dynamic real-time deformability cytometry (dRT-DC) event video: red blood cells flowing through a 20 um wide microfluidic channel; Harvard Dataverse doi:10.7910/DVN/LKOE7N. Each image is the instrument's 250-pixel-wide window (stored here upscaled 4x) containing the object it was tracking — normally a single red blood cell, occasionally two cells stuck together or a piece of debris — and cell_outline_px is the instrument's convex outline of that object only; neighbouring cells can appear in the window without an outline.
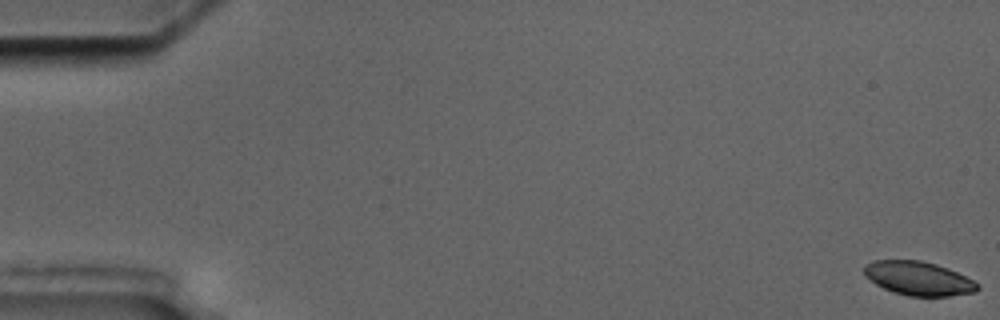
{"species": "common noctule bat (a hibernating species)", "species_latin": "Nyctalus noctula", "temperature_condition": "cold", "stored_images_in_passage": 5, "camera_frame_rate_fps": 3000, "um_per_image_px": 0.085, "animal": {"sex": "male", "body_mass_g": 17.5, "forearm_length_mm": 52.3}, "frame": {"image": 1, "passage_image": 1, "time_ms": 0.0, "image_size_px": [1000, 320], "cell_outline_px": [[980, 288], [976, 292], [948, 296], [908, 296], [884, 288], [876, 284], [864, 276], [864, 264], [872, 260], [920, 260], [936, 264], [948, 268], [980, 284]], "centroid_in_image_um": [78.06, 23.66], "position_along_channel_um": 6.9, "area_um2": 22.37}}
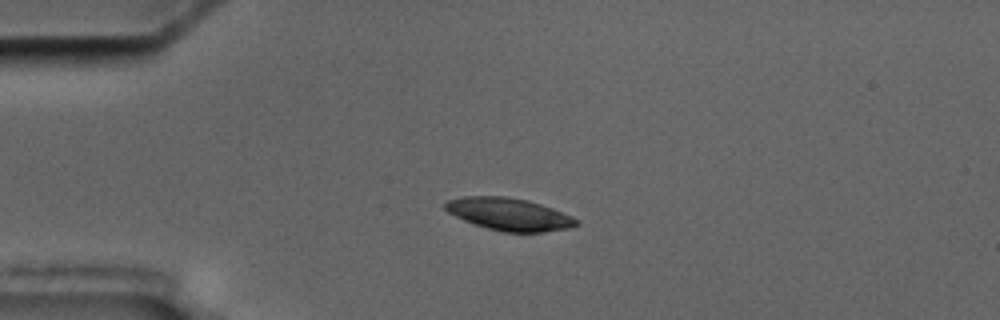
{"frame": {"image": 2, "passage_image": 4, "time_ms": 4.667, "image_size_px": [1000, 320], "cell_outline_px": [[580, 224], [568, 228], [544, 232], [504, 232], [472, 224], [448, 212], [444, 208], [444, 204], [448, 200], [464, 196], [504, 196], [528, 200], [552, 208], [572, 216], [580, 220]], "centroid_in_image_um": [43.29, 18.21], "position_along_channel_um": 41.7, "area_um2": 24.8}}